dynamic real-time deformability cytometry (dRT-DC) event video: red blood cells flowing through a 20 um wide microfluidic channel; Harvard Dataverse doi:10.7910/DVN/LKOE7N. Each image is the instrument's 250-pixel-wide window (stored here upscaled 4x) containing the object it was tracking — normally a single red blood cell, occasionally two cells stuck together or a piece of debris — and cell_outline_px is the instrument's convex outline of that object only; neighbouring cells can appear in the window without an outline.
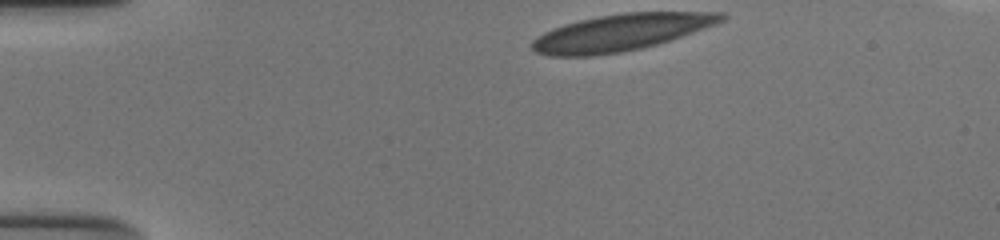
{"species": "human", "species_latin": "Homo sapiens", "temperature_condition": "cold", "stored_images_in_passage": 35, "camera_frame_rate_fps": 3000, "um_per_image_px": 0.085, "donor": {"sex": "male"}, "frame": {"image": 1, "passage_image": 1, "time_ms": 0.0, "image_size_px": [1000, 240], "cell_outline_px": [[728, 16], [724, 20], [716, 24], [672, 40], [640, 48], [620, 52], [592, 56], [548, 56], [536, 52], [528, 44], [536, 36], [552, 28], [564, 24], [580, 20], [600, 16], [624, 12], [724, 12]], "centroid_in_image_um": [52.77, 2.76], "position_along_channel_um": 32.2, "area_um2": 40.63}}
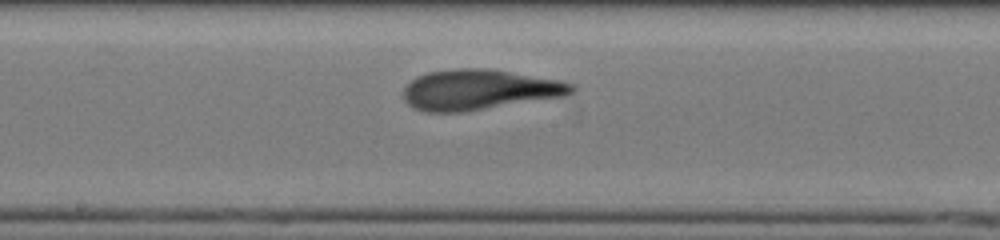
{"frame": {"image": 2, "passage_image": 20, "time_ms": 6.333, "image_size_px": [1000, 240], "cell_outline_px": [[576, 92], [564, 96], [464, 112], [424, 112], [412, 108], [404, 100], [404, 88], [416, 76], [428, 72], [456, 68], [488, 68], [560, 80], [576, 84]], "centroid_in_image_um": [40.74, 7.62], "position_along_channel_um": 207.5, "area_um2": 39.82}}
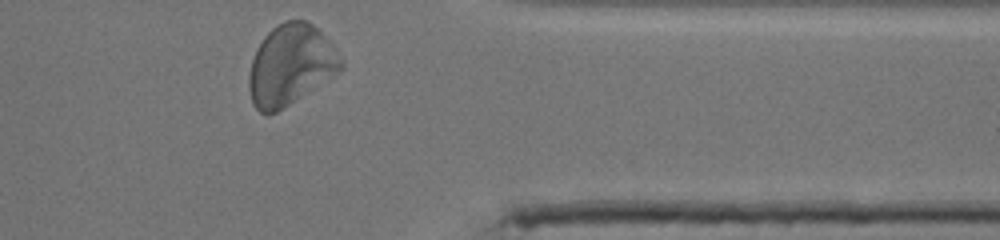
{"frame": {"image": 3, "passage_image": 35, "time_ms": 11.333, "image_size_px": [1000, 240], "cell_outline_px": [[344, 68], [340, 72], [276, 112], [268, 116], [260, 112], [252, 104], [248, 88], [248, 76], [252, 60], [256, 48], [264, 36], [272, 28], [284, 20], [308, 20], [332, 44], [344, 64]], "centroid_in_image_um": [24.67, 5.53], "position_along_channel_um": 386.7, "area_um2": 43.18}, "authors_computed_cell_mechanics": {"area_um2": 39.593, "velocity_mm_per_s": 3.7945, "shape_relaxation_time_tau1_ms": 4.2525, "shape_relaxation_time_tau2_ms": 1.0356, "deformation_change_tau1": 0.1972, "deformation_change_tau2": 0.0911}}